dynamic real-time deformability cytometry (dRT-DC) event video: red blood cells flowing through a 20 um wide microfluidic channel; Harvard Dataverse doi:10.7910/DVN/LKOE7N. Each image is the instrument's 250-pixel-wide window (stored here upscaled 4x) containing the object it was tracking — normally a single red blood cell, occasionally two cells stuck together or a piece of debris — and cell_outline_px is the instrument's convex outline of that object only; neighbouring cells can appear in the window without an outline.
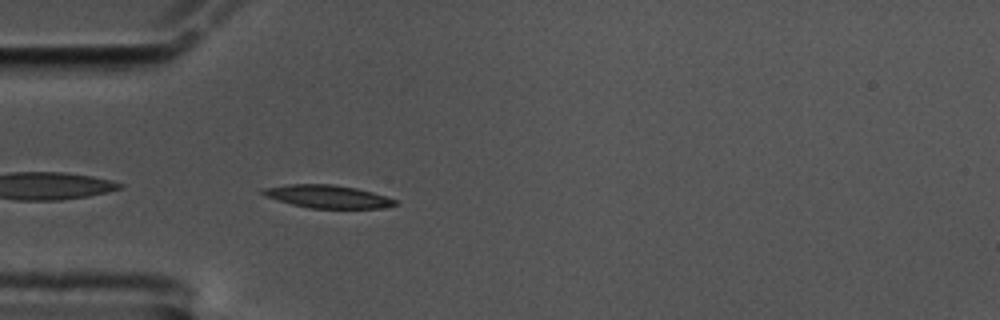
{"species": "common noctule bat (a hibernating species)", "species_latin": "Nyctalus noctula", "temperature_condition": "cold", "stored_images_in_passage": 44, "camera_frame_rate_fps": 3000, "um_per_image_px": 0.085, "animal": {"sex": "male", "body_mass_g": 17.5, "forearm_length_mm": 52.3}, "frame": {"image": 1, "passage_image": 2, "time_ms": 0.333, "image_size_px": [1000, 320], "cell_outline_px": [[396, 204], [384, 208], [308, 208], [292, 204], [264, 196], [260, 192], [260, 188], [288, 184], [332, 184], [356, 188], [372, 192], [396, 200]], "centroid_in_image_um": [27.78, 16.7], "position_along_channel_um": 57.2, "area_um2": 17.63}}
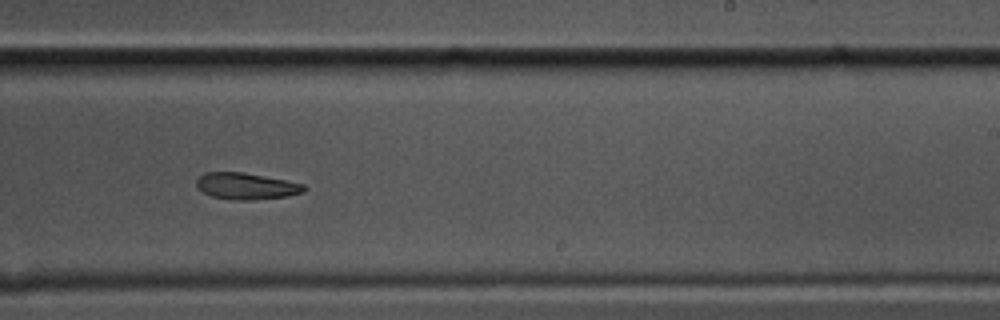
{"frame": {"image": 2, "passage_image": 21, "time_ms": 6.667, "image_size_px": [1000, 320], "cell_outline_px": [[308, 188], [304, 192], [288, 196], [252, 200], [236, 200], [212, 196], [196, 188], [196, 180], [204, 172], [244, 172], [304, 184]], "centroid_in_image_um": [20.93, 15.82], "position_along_channel_um": 268.1, "area_um2": 16.65}}
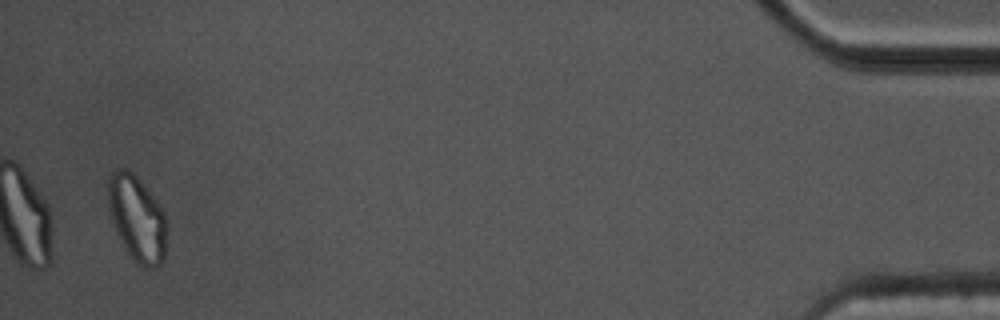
{"frame": {"image": 3, "passage_image": 42, "time_ms": 13.667, "image_size_px": [1000, 320], "cell_outline_px": [[164, 260], [156, 268], [144, 268], [136, 264], [128, 252], [112, 220], [108, 204], [108, 176], [116, 168], [124, 168], [132, 172], [140, 180], [160, 204], [164, 212]], "centroid_in_image_um": [11.63, 18.54], "position_along_channel_um": 423.6, "area_um2": 28.78}, "authors_computed_cell_mechanics": {"area_um2": 17.9469, "velocity_mm_per_s": 3.4095, "shape_relaxation_time_tau1_ms": 8.8525, "shape_relaxation_time_tau2_ms": null, "deformation_change_tau1": 0.2115, "deformation_change_tau2": null}}